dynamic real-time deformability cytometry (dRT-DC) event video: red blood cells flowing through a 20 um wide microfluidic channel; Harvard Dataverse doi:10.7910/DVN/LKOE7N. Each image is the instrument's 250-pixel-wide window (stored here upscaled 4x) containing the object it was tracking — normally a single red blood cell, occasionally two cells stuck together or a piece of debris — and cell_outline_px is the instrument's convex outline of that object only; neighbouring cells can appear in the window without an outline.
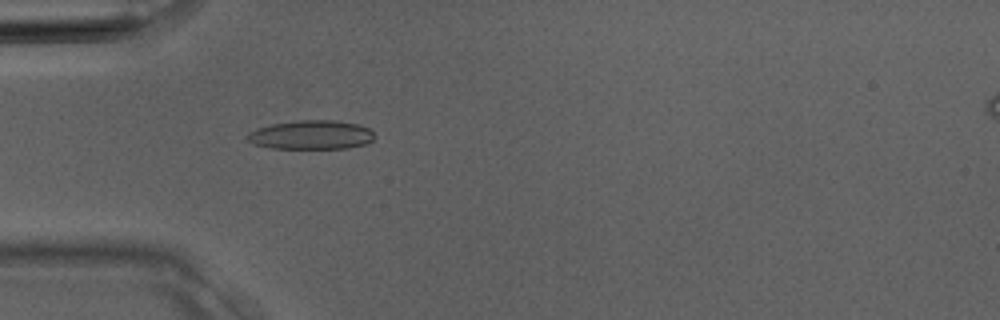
{"species": "Egyptian fruit bat (a non-hibernating species)", "species_latin": "Rousettus aegyptiacus", "temperature_condition": "room temperature", "stored_images_in_passage": 4, "camera_frame_rate_fps": 3000, "um_per_image_px": 0.085, "animal": {"sex": "male"}, "frame": {"image": 1, "passage_image": 3, "time_ms": 0.667, "image_size_px": [1000, 320], "cell_outline_px": [[376, 136], [372, 140], [364, 144], [348, 148], [272, 148], [252, 144], [244, 136], [248, 132], [256, 128], [272, 124], [296, 120], [332, 120], [356, 124], [368, 128]], "centroid_in_image_um": [26.4, 11.46], "position_along_channel_um": 58.6, "area_um2": 21.5}}